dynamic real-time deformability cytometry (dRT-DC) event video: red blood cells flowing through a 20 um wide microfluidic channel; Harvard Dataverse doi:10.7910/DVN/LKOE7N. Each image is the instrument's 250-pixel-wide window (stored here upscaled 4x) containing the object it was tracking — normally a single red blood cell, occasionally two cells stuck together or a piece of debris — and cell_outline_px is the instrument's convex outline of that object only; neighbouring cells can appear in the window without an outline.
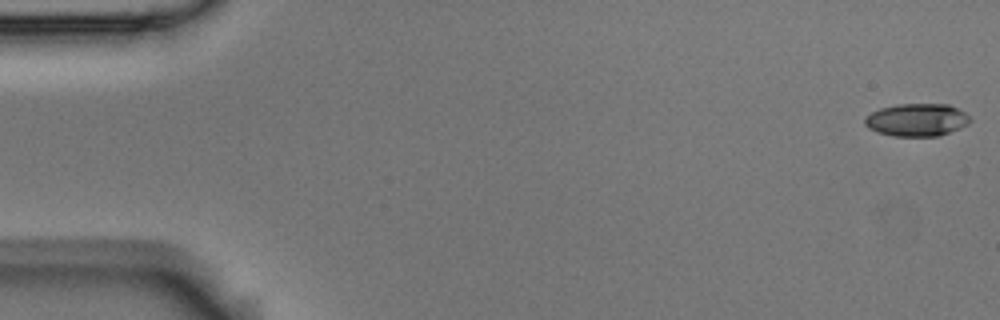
{"species": "Egyptian fruit bat (a non-hibernating species)", "species_latin": "Rousettus aegyptiacus", "temperature_condition": "room temperature", "stored_images_in_passage": 4, "segment_of_instrument_passage": [2, 2], "camera_frame_rate_fps": 3000, "um_per_image_px": 0.085, "animal": {"sex": "male"}, "frame": {"image": 1, "passage_image": 4, "time_ms": 1.0, "image_size_px": [1000, 320], "cell_outline_px": [[972, 120], [968, 124], [960, 128], [940, 136], [892, 136], [876, 132], [868, 128], [864, 124], [864, 120], [872, 112], [880, 108], [896, 104], [948, 104], [964, 112]], "centroid_in_image_um": [77.92, 10.2], "position_along_channel_um": 7.1, "area_um2": 20.11}}